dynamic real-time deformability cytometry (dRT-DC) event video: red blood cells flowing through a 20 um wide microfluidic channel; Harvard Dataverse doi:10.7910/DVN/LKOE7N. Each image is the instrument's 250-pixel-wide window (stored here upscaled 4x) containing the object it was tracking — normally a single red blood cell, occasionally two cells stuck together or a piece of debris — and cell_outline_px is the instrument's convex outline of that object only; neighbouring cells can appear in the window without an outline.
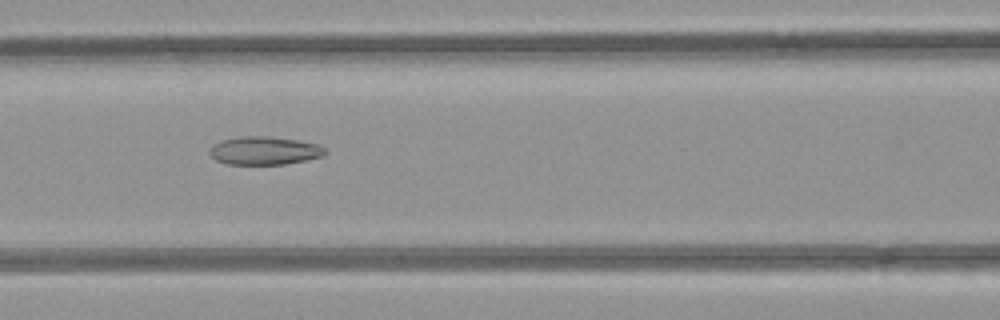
{"species": "common noctule bat (a hibernating species)", "species_latin": "Nyctalus noctula", "temperature_condition": "room temperature", "stored_images_in_passage": 38, "camera_frame_rate_fps": 3000, "um_per_image_px": 0.085, "animal": {"sex": "female", "body_mass_g": 21.9}, "frame": {"image": 1, "passage_image": 9, "time_ms": 2.667, "image_size_px": [1000, 320], "cell_outline_px": [[328, 152], [324, 156], [284, 164], [228, 164], [216, 160], [208, 152], [216, 144], [224, 140], [240, 136], [268, 136], [296, 140], [316, 144], [324, 148]], "centroid_in_image_um": [22.5, 12.81], "position_along_channel_um": 144.1, "area_um2": 18.67}}
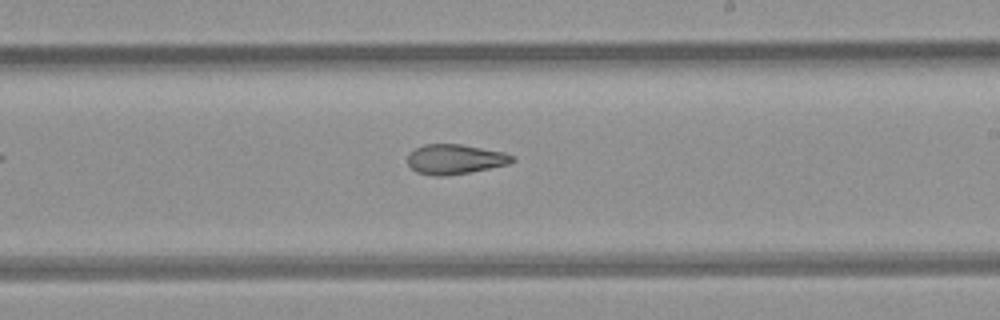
{"frame": {"image": 2, "passage_image": 17, "time_ms": 5.333, "image_size_px": [1000, 320], "cell_outline_px": [[516, 160], [508, 164], [448, 176], [432, 176], [416, 172], [408, 164], [408, 156], [416, 148], [424, 144], [460, 144], [504, 152], [512, 156]], "centroid_in_image_um": [38.66, 13.54], "position_along_channel_um": 250.3, "area_um2": 18.03}}
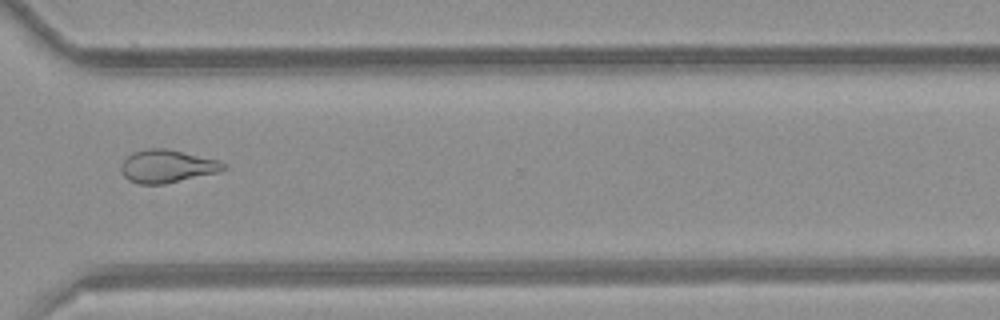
{"frame": {"image": 3, "passage_image": 25, "time_ms": 8.0, "image_size_px": [1000, 320], "cell_outline_px": [[228, 168], [216, 172], [164, 184], [140, 184], [128, 180], [124, 176], [120, 168], [120, 164], [132, 152], [148, 148], [168, 148], [216, 160], [224, 164]], "centroid_in_image_um": [14.14, 14.12], "position_along_channel_um": 356.5, "area_um2": 19.42}, "authors_computed_cell_mechanics": {"area_um2": 19.4786, "velocity_mm_per_s": 3.9919, "shape_relaxation_time_tau1_ms": null, "shape_relaxation_time_tau2_ms": 2.6772, "deformation_change_tau1": null, "deformation_change_tau2": 0.1072}}